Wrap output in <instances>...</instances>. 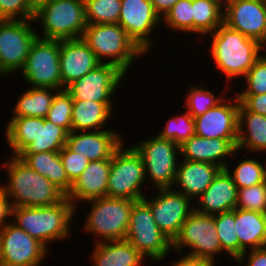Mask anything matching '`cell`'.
<instances>
[{
  "label": "cell",
  "instance_id": "obj_1",
  "mask_svg": "<svg viewBox=\"0 0 266 266\" xmlns=\"http://www.w3.org/2000/svg\"><path fill=\"white\" fill-rule=\"evenodd\" d=\"M209 34L211 43L210 46L207 45L210 50L208 56L212 58L219 73L225 75L227 87H224V90H231L229 85L234 84L232 80L244 78L261 53L266 51V47L224 23Z\"/></svg>",
  "mask_w": 266,
  "mask_h": 266
},
{
  "label": "cell",
  "instance_id": "obj_48",
  "mask_svg": "<svg viewBox=\"0 0 266 266\" xmlns=\"http://www.w3.org/2000/svg\"><path fill=\"white\" fill-rule=\"evenodd\" d=\"M177 1L179 0H151L155 12L160 16L161 19Z\"/></svg>",
  "mask_w": 266,
  "mask_h": 266
},
{
  "label": "cell",
  "instance_id": "obj_23",
  "mask_svg": "<svg viewBox=\"0 0 266 266\" xmlns=\"http://www.w3.org/2000/svg\"><path fill=\"white\" fill-rule=\"evenodd\" d=\"M238 188L226 169H221L209 187L194 203V210L206 214L217 215L234 210L237 204Z\"/></svg>",
  "mask_w": 266,
  "mask_h": 266
},
{
  "label": "cell",
  "instance_id": "obj_41",
  "mask_svg": "<svg viewBox=\"0 0 266 266\" xmlns=\"http://www.w3.org/2000/svg\"><path fill=\"white\" fill-rule=\"evenodd\" d=\"M236 208L266 214V183L238 189Z\"/></svg>",
  "mask_w": 266,
  "mask_h": 266
},
{
  "label": "cell",
  "instance_id": "obj_2",
  "mask_svg": "<svg viewBox=\"0 0 266 266\" xmlns=\"http://www.w3.org/2000/svg\"><path fill=\"white\" fill-rule=\"evenodd\" d=\"M1 165L6 169L8 178L0 187L12 207L52 206L66 197L58 187L31 169L18 156L11 155L9 161Z\"/></svg>",
  "mask_w": 266,
  "mask_h": 266
},
{
  "label": "cell",
  "instance_id": "obj_29",
  "mask_svg": "<svg viewBox=\"0 0 266 266\" xmlns=\"http://www.w3.org/2000/svg\"><path fill=\"white\" fill-rule=\"evenodd\" d=\"M235 231L239 240V256L262 248L265 240L266 214L235 208Z\"/></svg>",
  "mask_w": 266,
  "mask_h": 266
},
{
  "label": "cell",
  "instance_id": "obj_28",
  "mask_svg": "<svg viewBox=\"0 0 266 266\" xmlns=\"http://www.w3.org/2000/svg\"><path fill=\"white\" fill-rule=\"evenodd\" d=\"M113 103L73 100L72 131H100L107 129L113 114Z\"/></svg>",
  "mask_w": 266,
  "mask_h": 266
},
{
  "label": "cell",
  "instance_id": "obj_8",
  "mask_svg": "<svg viewBox=\"0 0 266 266\" xmlns=\"http://www.w3.org/2000/svg\"><path fill=\"white\" fill-rule=\"evenodd\" d=\"M186 247L190 252H185ZM174 251L216 265L218 255L225 252L216 232L214 216L194 210L182 224L178 236L172 242L171 252Z\"/></svg>",
  "mask_w": 266,
  "mask_h": 266
},
{
  "label": "cell",
  "instance_id": "obj_20",
  "mask_svg": "<svg viewBox=\"0 0 266 266\" xmlns=\"http://www.w3.org/2000/svg\"><path fill=\"white\" fill-rule=\"evenodd\" d=\"M113 130L71 131L66 146L90 161L111 159L114 152L126 141L124 134L114 128Z\"/></svg>",
  "mask_w": 266,
  "mask_h": 266
},
{
  "label": "cell",
  "instance_id": "obj_3",
  "mask_svg": "<svg viewBox=\"0 0 266 266\" xmlns=\"http://www.w3.org/2000/svg\"><path fill=\"white\" fill-rule=\"evenodd\" d=\"M75 214L73 203L65 197L52 206L12 207L11 222L48 248L52 241H63L72 234Z\"/></svg>",
  "mask_w": 266,
  "mask_h": 266
},
{
  "label": "cell",
  "instance_id": "obj_12",
  "mask_svg": "<svg viewBox=\"0 0 266 266\" xmlns=\"http://www.w3.org/2000/svg\"><path fill=\"white\" fill-rule=\"evenodd\" d=\"M33 19H0V77L19 72L38 37Z\"/></svg>",
  "mask_w": 266,
  "mask_h": 266
},
{
  "label": "cell",
  "instance_id": "obj_42",
  "mask_svg": "<svg viewBox=\"0 0 266 266\" xmlns=\"http://www.w3.org/2000/svg\"><path fill=\"white\" fill-rule=\"evenodd\" d=\"M60 160L68 179L74 181L82 174L90 160L70 150L66 145L59 151Z\"/></svg>",
  "mask_w": 266,
  "mask_h": 266
},
{
  "label": "cell",
  "instance_id": "obj_39",
  "mask_svg": "<svg viewBox=\"0 0 266 266\" xmlns=\"http://www.w3.org/2000/svg\"><path fill=\"white\" fill-rule=\"evenodd\" d=\"M72 110L73 99L71 93L66 88L58 90L45 119L70 133L72 131Z\"/></svg>",
  "mask_w": 266,
  "mask_h": 266
},
{
  "label": "cell",
  "instance_id": "obj_10",
  "mask_svg": "<svg viewBox=\"0 0 266 266\" xmlns=\"http://www.w3.org/2000/svg\"><path fill=\"white\" fill-rule=\"evenodd\" d=\"M125 239L152 262L168 258L172 250V241L159 229L143 200L133 203Z\"/></svg>",
  "mask_w": 266,
  "mask_h": 266
},
{
  "label": "cell",
  "instance_id": "obj_33",
  "mask_svg": "<svg viewBox=\"0 0 266 266\" xmlns=\"http://www.w3.org/2000/svg\"><path fill=\"white\" fill-rule=\"evenodd\" d=\"M244 158L243 161L240 159L232 170L229 163L225 167L238 189L251 187L264 182L263 164L265 162H259L258 158L260 157L246 159L245 156Z\"/></svg>",
  "mask_w": 266,
  "mask_h": 266
},
{
  "label": "cell",
  "instance_id": "obj_35",
  "mask_svg": "<svg viewBox=\"0 0 266 266\" xmlns=\"http://www.w3.org/2000/svg\"><path fill=\"white\" fill-rule=\"evenodd\" d=\"M214 220L222 250L236 260L239 257V240L235 231V209L214 215Z\"/></svg>",
  "mask_w": 266,
  "mask_h": 266
},
{
  "label": "cell",
  "instance_id": "obj_53",
  "mask_svg": "<svg viewBox=\"0 0 266 266\" xmlns=\"http://www.w3.org/2000/svg\"><path fill=\"white\" fill-rule=\"evenodd\" d=\"M253 1H260V2L266 3V0H253Z\"/></svg>",
  "mask_w": 266,
  "mask_h": 266
},
{
  "label": "cell",
  "instance_id": "obj_5",
  "mask_svg": "<svg viewBox=\"0 0 266 266\" xmlns=\"http://www.w3.org/2000/svg\"><path fill=\"white\" fill-rule=\"evenodd\" d=\"M81 38L101 63L116 65L126 75L146 55L119 24H87Z\"/></svg>",
  "mask_w": 266,
  "mask_h": 266
},
{
  "label": "cell",
  "instance_id": "obj_31",
  "mask_svg": "<svg viewBox=\"0 0 266 266\" xmlns=\"http://www.w3.org/2000/svg\"><path fill=\"white\" fill-rule=\"evenodd\" d=\"M58 89L28 87L15 102L11 117L45 118Z\"/></svg>",
  "mask_w": 266,
  "mask_h": 266
},
{
  "label": "cell",
  "instance_id": "obj_45",
  "mask_svg": "<svg viewBox=\"0 0 266 266\" xmlns=\"http://www.w3.org/2000/svg\"><path fill=\"white\" fill-rule=\"evenodd\" d=\"M234 262H237V265L240 264V266H266V248L262 247L250 251L248 250L240 255Z\"/></svg>",
  "mask_w": 266,
  "mask_h": 266
},
{
  "label": "cell",
  "instance_id": "obj_14",
  "mask_svg": "<svg viewBox=\"0 0 266 266\" xmlns=\"http://www.w3.org/2000/svg\"><path fill=\"white\" fill-rule=\"evenodd\" d=\"M48 248L11 221L0 230V266H41Z\"/></svg>",
  "mask_w": 266,
  "mask_h": 266
},
{
  "label": "cell",
  "instance_id": "obj_52",
  "mask_svg": "<svg viewBox=\"0 0 266 266\" xmlns=\"http://www.w3.org/2000/svg\"><path fill=\"white\" fill-rule=\"evenodd\" d=\"M264 248H266V231H265V240H264V245H263Z\"/></svg>",
  "mask_w": 266,
  "mask_h": 266
},
{
  "label": "cell",
  "instance_id": "obj_51",
  "mask_svg": "<svg viewBox=\"0 0 266 266\" xmlns=\"http://www.w3.org/2000/svg\"><path fill=\"white\" fill-rule=\"evenodd\" d=\"M218 1L224 5L228 0H218Z\"/></svg>",
  "mask_w": 266,
  "mask_h": 266
},
{
  "label": "cell",
  "instance_id": "obj_26",
  "mask_svg": "<svg viewBox=\"0 0 266 266\" xmlns=\"http://www.w3.org/2000/svg\"><path fill=\"white\" fill-rule=\"evenodd\" d=\"M92 252V266H142L148 260L126 239L94 243Z\"/></svg>",
  "mask_w": 266,
  "mask_h": 266
},
{
  "label": "cell",
  "instance_id": "obj_27",
  "mask_svg": "<svg viewBox=\"0 0 266 266\" xmlns=\"http://www.w3.org/2000/svg\"><path fill=\"white\" fill-rule=\"evenodd\" d=\"M236 148L239 152L266 153V116L248 111L240 102Z\"/></svg>",
  "mask_w": 266,
  "mask_h": 266
},
{
  "label": "cell",
  "instance_id": "obj_50",
  "mask_svg": "<svg viewBox=\"0 0 266 266\" xmlns=\"http://www.w3.org/2000/svg\"><path fill=\"white\" fill-rule=\"evenodd\" d=\"M263 176H264V182L266 183V163L263 165Z\"/></svg>",
  "mask_w": 266,
  "mask_h": 266
},
{
  "label": "cell",
  "instance_id": "obj_47",
  "mask_svg": "<svg viewBox=\"0 0 266 266\" xmlns=\"http://www.w3.org/2000/svg\"><path fill=\"white\" fill-rule=\"evenodd\" d=\"M179 258L172 262L171 266H215L209 261L178 254Z\"/></svg>",
  "mask_w": 266,
  "mask_h": 266
},
{
  "label": "cell",
  "instance_id": "obj_18",
  "mask_svg": "<svg viewBox=\"0 0 266 266\" xmlns=\"http://www.w3.org/2000/svg\"><path fill=\"white\" fill-rule=\"evenodd\" d=\"M232 96L194 118L197 136L228 139L237 146L239 100L236 94Z\"/></svg>",
  "mask_w": 266,
  "mask_h": 266
},
{
  "label": "cell",
  "instance_id": "obj_46",
  "mask_svg": "<svg viewBox=\"0 0 266 266\" xmlns=\"http://www.w3.org/2000/svg\"><path fill=\"white\" fill-rule=\"evenodd\" d=\"M11 203L4 190L0 187V230L7 225L11 217Z\"/></svg>",
  "mask_w": 266,
  "mask_h": 266
},
{
  "label": "cell",
  "instance_id": "obj_6",
  "mask_svg": "<svg viewBox=\"0 0 266 266\" xmlns=\"http://www.w3.org/2000/svg\"><path fill=\"white\" fill-rule=\"evenodd\" d=\"M33 21L41 23L39 38L79 39L87 26L84 0H50L35 10Z\"/></svg>",
  "mask_w": 266,
  "mask_h": 266
},
{
  "label": "cell",
  "instance_id": "obj_43",
  "mask_svg": "<svg viewBox=\"0 0 266 266\" xmlns=\"http://www.w3.org/2000/svg\"><path fill=\"white\" fill-rule=\"evenodd\" d=\"M34 13L27 0H0V19H33Z\"/></svg>",
  "mask_w": 266,
  "mask_h": 266
},
{
  "label": "cell",
  "instance_id": "obj_22",
  "mask_svg": "<svg viewBox=\"0 0 266 266\" xmlns=\"http://www.w3.org/2000/svg\"><path fill=\"white\" fill-rule=\"evenodd\" d=\"M110 167L111 159L90 161L82 174L74 181L66 197L73 203L75 212H78L79 203L107 196Z\"/></svg>",
  "mask_w": 266,
  "mask_h": 266
},
{
  "label": "cell",
  "instance_id": "obj_19",
  "mask_svg": "<svg viewBox=\"0 0 266 266\" xmlns=\"http://www.w3.org/2000/svg\"><path fill=\"white\" fill-rule=\"evenodd\" d=\"M223 23L266 47V3L253 0H228Z\"/></svg>",
  "mask_w": 266,
  "mask_h": 266
},
{
  "label": "cell",
  "instance_id": "obj_44",
  "mask_svg": "<svg viewBox=\"0 0 266 266\" xmlns=\"http://www.w3.org/2000/svg\"><path fill=\"white\" fill-rule=\"evenodd\" d=\"M239 102L253 113L266 116V93L258 95H237Z\"/></svg>",
  "mask_w": 266,
  "mask_h": 266
},
{
  "label": "cell",
  "instance_id": "obj_37",
  "mask_svg": "<svg viewBox=\"0 0 266 266\" xmlns=\"http://www.w3.org/2000/svg\"><path fill=\"white\" fill-rule=\"evenodd\" d=\"M183 111L184 114L174 115L167 120L164 128L157 134L160 138L173 141L180 146L196 135L194 118L186 109Z\"/></svg>",
  "mask_w": 266,
  "mask_h": 266
},
{
  "label": "cell",
  "instance_id": "obj_9",
  "mask_svg": "<svg viewBox=\"0 0 266 266\" xmlns=\"http://www.w3.org/2000/svg\"><path fill=\"white\" fill-rule=\"evenodd\" d=\"M125 143L123 142L111 158L107 196L139 201L145 196L142 187L148 179L141 155L131 145L125 148Z\"/></svg>",
  "mask_w": 266,
  "mask_h": 266
},
{
  "label": "cell",
  "instance_id": "obj_24",
  "mask_svg": "<svg viewBox=\"0 0 266 266\" xmlns=\"http://www.w3.org/2000/svg\"><path fill=\"white\" fill-rule=\"evenodd\" d=\"M221 169V167L207 162L185 159L181 161L180 159L172 189L184 194L192 201H196L209 187Z\"/></svg>",
  "mask_w": 266,
  "mask_h": 266
},
{
  "label": "cell",
  "instance_id": "obj_32",
  "mask_svg": "<svg viewBox=\"0 0 266 266\" xmlns=\"http://www.w3.org/2000/svg\"><path fill=\"white\" fill-rule=\"evenodd\" d=\"M223 11L218 0H193V34L204 39L214 32L223 23Z\"/></svg>",
  "mask_w": 266,
  "mask_h": 266
},
{
  "label": "cell",
  "instance_id": "obj_25",
  "mask_svg": "<svg viewBox=\"0 0 266 266\" xmlns=\"http://www.w3.org/2000/svg\"><path fill=\"white\" fill-rule=\"evenodd\" d=\"M238 152L228 139H209L197 135L180 145V157L183 159L211 163L222 169L227 166V159L236 157Z\"/></svg>",
  "mask_w": 266,
  "mask_h": 266
},
{
  "label": "cell",
  "instance_id": "obj_34",
  "mask_svg": "<svg viewBox=\"0 0 266 266\" xmlns=\"http://www.w3.org/2000/svg\"><path fill=\"white\" fill-rule=\"evenodd\" d=\"M87 24H118L121 0H84Z\"/></svg>",
  "mask_w": 266,
  "mask_h": 266
},
{
  "label": "cell",
  "instance_id": "obj_40",
  "mask_svg": "<svg viewBox=\"0 0 266 266\" xmlns=\"http://www.w3.org/2000/svg\"><path fill=\"white\" fill-rule=\"evenodd\" d=\"M245 87L237 91L236 95H258L266 93V53L254 62L243 78ZM246 83V84H245Z\"/></svg>",
  "mask_w": 266,
  "mask_h": 266
},
{
  "label": "cell",
  "instance_id": "obj_4",
  "mask_svg": "<svg viewBox=\"0 0 266 266\" xmlns=\"http://www.w3.org/2000/svg\"><path fill=\"white\" fill-rule=\"evenodd\" d=\"M5 141L11 155L59 152L68 139V132L40 117H11L6 123Z\"/></svg>",
  "mask_w": 266,
  "mask_h": 266
},
{
  "label": "cell",
  "instance_id": "obj_21",
  "mask_svg": "<svg viewBox=\"0 0 266 266\" xmlns=\"http://www.w3.org/2000/svg\"><path fill=\"white\" fill-rule=\"evenodd\" d=\"M59 60L63 89L101 64L82 38L60 40Z\"/></svg>",
  "mask_w": 266,
  "mask_h": 266
},
{
  "label": "cell",
  "instance_id": "obj_49",
  "mask_svg": "<svg viewBox=\"0 0 266 266\" xmlns=\"http://www.w3.org/2000/svg\"><path fill=\"white\" fill-rule=\"evenodd\" d=\"M29 5L36 10L37 8H39L40 6H42L43 4L49 2L50 0H27Z\"/></svg>",
  "mask_w": 266,
  "mask_h": 266
},
{
  "label": "cell",
  "instance_id": "obj_30",
  "mask_svg": "<svg viewBox=\"0 0 266 266\" xmlns=\"http://www.w3.org/2000/svg\"><path fill=\"white\" fill-rule=\"evenodd\" d=\"M17 156L31 169L52 182L66 196L69 194L73 183L68 179L62 166L59 152L48 151L37 154H18Z\"/></svg>",
  "mask_w": 266,
  "mask_h": 266
},
{
  "label": "cell",
  "instance_id": "obj_7",
  "mask_svg": "<svg viewBox=\"0 0 266 266\" xmlns=\"http://www.w3.org/2000/svg\"><path fill=\"white\" fill-rule=\"evenodd\" d=\"M134 202L108 196L84 202L90 204V211L83 221V233L94 234L95 243L124 240Z\"/></svg>",
  "mask_w": 266,
  "mask_h": 266
},
{
  "label": "cell",
  "instance_id": "obj_36",
  "mask_svg": "<svg viewBox=\"0 0 266 266\" xmlns=\"http://www.w3.org/2000/svg\"><path fill=\"white\" fill-rule=\"evenodd\" d=\"M199 84H195L194 86H190V88L187 90L186 93V99L185 104L186 110L189 112V114L195 118L198 117L205 112H207L212 107L216 106L218 103H220L226 96L229 91H224L225 93L223 96L221 95L216 96L213 91H210L203 86L200 87Z\"/></svg>",
  "mask_w": 266,
  "mask_h": 266
},
{
  "label": "cell",
  "instance_id": "obj_15",
  "mask_svg": "<svg viewBox=\"0 0 266 266\" xmlns=\"http://www.w3.org/2000/svg\"><path fill=\"white\" fill-rule=\"evenodd\" d=\"M151 199L143 197L159 229L173 242L182 224L194 211L193 201L172 188L157 189ZM192 205V206H191Z\"/></svg>",
  "mask_w": 266,
  "mask_h": 266
},
{
  "label": "cell",
  "instance_id": "obj_11",
  "mask_svg": "<svg viewBox=\"0 0 266 266\" xmlns=\"http://www.w3.org/2000/svg\"><path fill=\"white\" fill-rule=\"evenodd\" d=\"M132 146L141 155L146 178L156 189L172 188L180 158V146L158 135Z\"/></svg>",
  "mask_w": 266,
  "mask_h": 266
},
{
  "label": "cell",
  "instance_id": "obj_17",
  "mask_svg": "<svg viewBox=\"0 0 266 266\" xmlns=\"http://www.w3.org/2000/svg\"><path fill=\"white\" fill-rule=\"evenodd\" d=\"M118 24L147 56L156 43L150 35L156 32L153 29L162 25V19L155 12L151 0H121Z\"/></svg>",
  "mask_w": 266,
  "mask_h": 266
},
{
  "label": "cell",
  "instance_id": "obj_13",
  "mask_svg": "<svg viewBox=\"0 0 266 266\" xmlns=\"http://www.w3.org/2000/svg\"><path fill=\"white\" fill-rule=\"evenodd\" d=\"M59 58L60 40L37 37L20 71L23 80L31 87L62 90Z\"/></svg>",
  "mask_w": 266,
  "mask_h": 266
},
{
  "label": "cell",
  "instance_id": "obj_38",
  "mask_svg": "<svg viewBox=\"0 0 266 266\" xmlns=\"http://www.w3.org/2000/svg\"><path fill=\"white\" fill-rule=\"evenodd\" d=\"M173 31L193 33V0H179L162 18V24Z\"/></svg>",
  "mask_w": 266,
  "mask_h": 266
},
{
  "label": "cell",
  "instance_id": "obj_16",
  "mask_svg": "<svg viewBox=\"0 0 266 266\" xmlns=\"http://www.w3.org/2000/svg\"><path fill=\"white\" fill-rule=\"evenodd\" d=\"M125 77L127 75L116 65L101 63L66 89L71 93L73 100L113 103L119 85L123 84L120 82Z\"/></svg>",
  "mask_w": 266,
  "mask_h": 266
}]
</instances>
